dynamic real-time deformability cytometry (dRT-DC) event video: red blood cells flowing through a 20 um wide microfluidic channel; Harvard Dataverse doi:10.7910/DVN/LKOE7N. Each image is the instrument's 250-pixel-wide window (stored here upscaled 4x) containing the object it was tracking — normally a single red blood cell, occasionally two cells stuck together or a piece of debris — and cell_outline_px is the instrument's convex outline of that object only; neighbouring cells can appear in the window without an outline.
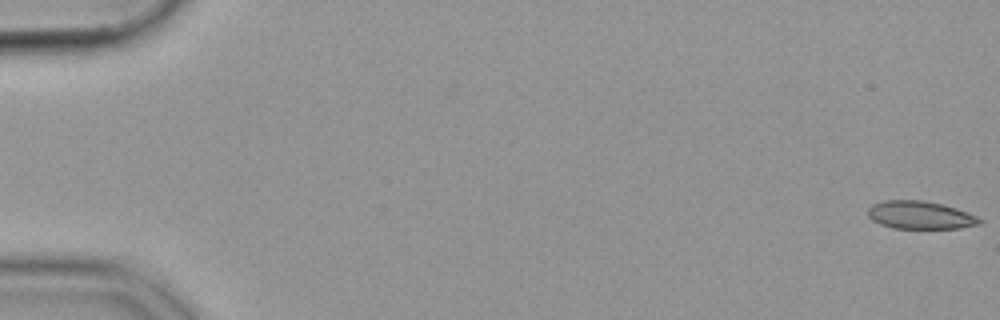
{"species": "common noctule bat (a hibernating species)", "species_latin": "Nyctalus noctula", "temperature_condition": "cold", "stored_images_in_passage": 56, "camera_frame_rate_fps": 3000, "um_per_image_px": 0.085, "animal": {"sex": "female", "body_mass_g": 19.9}, "frame": {"image": 1, "passage_image": 1, "time_ms": 0.0, "image_size_px": [1000, 320], "cell_outline_px": [[984, 220], [980, 224], [960, 228], [892, 228], [880, 224], [872, 220], [868, 216], [868, 208], [872, 204], [884, 200], [924, 200], [944, 204], [956, 208], [976, 216]], "centroid_in_image_um": [78.21, 18.27], "position_along_channel_um": 6.8, "area_um2": 18.26}}
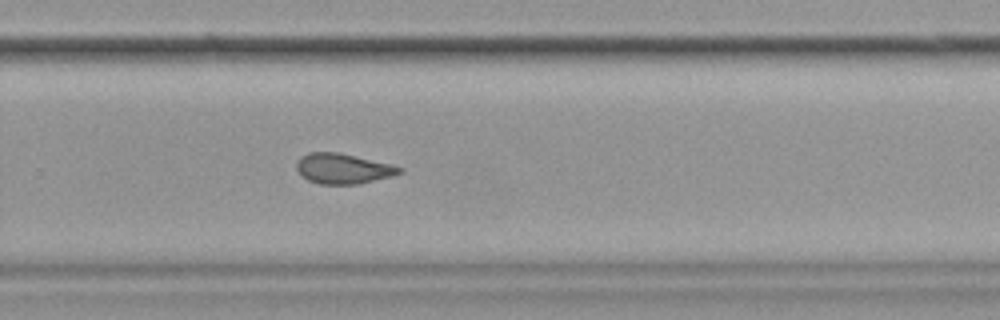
{"frame": {"image": 2, "passage_image": 38, "time_ms": 12.333, "image_size_px": [1000, 320], "cell_outline_px": [[404, 172], [392, 176], [356, 184], [320, 184], [308, 180], [296, 168], [296, 164], [300, 156], [308, 152], [340, 152], [392, 164], [404, 168]], "centroid_in_image_um": [29.19, 14.31], "position_along_channel_um": 300.6, "area_um2": 18.21}}
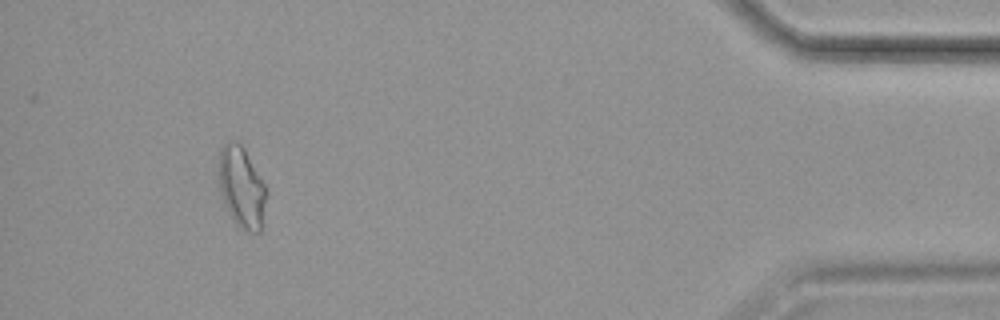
{"frame": {"image": 3, "passage_image": 52, "time_ms": 17.0, "image_size_px": [1000, 320], "cell_outline_px": [[268, 192], [260, 232], [248, 232], [240, 228], [232, 220], [224, 204], [216, 176], [216, 168], [220, 152], [224, 144], [228, 140], [236, 140], [244, 148], [268, 188]], "centroid_in_image_um": [20.52, 15.9], "position_along_channel_um": 414.7, "area_um2": 23.29}}